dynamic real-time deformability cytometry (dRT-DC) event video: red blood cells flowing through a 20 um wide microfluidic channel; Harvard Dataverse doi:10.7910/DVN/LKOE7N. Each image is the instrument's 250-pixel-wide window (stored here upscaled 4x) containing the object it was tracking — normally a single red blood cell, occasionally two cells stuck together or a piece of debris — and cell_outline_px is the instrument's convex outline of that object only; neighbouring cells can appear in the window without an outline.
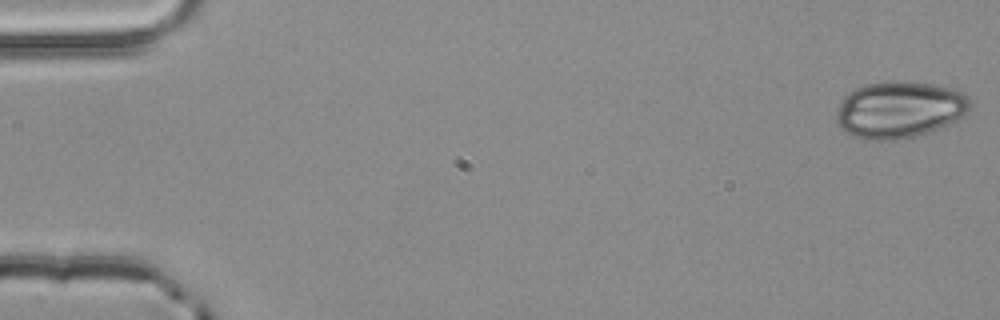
{"species": "common noctule bat (a hibernating species)", "species_latin": "Nyctalus noctula", "temperature_condition": "room temperature", "stored_images_in_passage": 4, "camera_frame_rate_fps": 3000, "um_per_image_px": 0.085, "animal": {"sex": "male", "body_mass_g": 20.4}, "frame": {"image": 1, "passage_image": 1, "time_ms": 0.0, "image_size_px": [1000, 320], "cell_outline_px": [[972, 104], [968, 112], [956, 120], [928, 132], [916, 136], [892, 140], [864, 140], [844, 132], [840, 128], [836, 120], [836, 112], [844, 96], [856, 88], [868, 84], [892, 80], [928, 84], [948, 88], [960, 92], [968, 96]], "centroid_in_image_um": [76.42, 9.33], "position_along_channel_um": 8.6, "area_um2": 43.99}}